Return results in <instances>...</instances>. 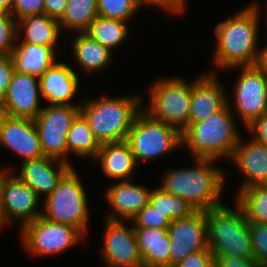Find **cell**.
I'll use <instances>...</instances> for the list:
<instances>
[{"label":"cell","mask_w":267,"mask_h":267,"mask_svg":"<svg viewBox=\"0 0 267 267\" xmlns=\"http://www.w3.org/2000/svg\"><path fill=\"white\" fill-rule=\"evenodd\" d=\"M257 1L236 12L214 28L217 47L214 52L216 70L255 65L258 58V38L261 10ZM259 7V8H258ZM218 68V69H217Z\"/></svg>","instance_id":"obj_1"},{"label":"cell","mask_w":267,"mask_h":267,"mask_svg":"<svg viewBox=\"0 0 267 267\" xmlns=\"http://www.w3.org/2000/svg\"><path fill=\"white\" fill-rule=\"evenodd\" d=\"M192 168L165 170L160 187L185 199L195 210L207 211L223 204L220 199L226 186V171L211 159H193ZM215 165V166H214Z\"/></svg>","instance_id":"obj_2"},{"label":"cell","mask_w":267,"mask_h":267,"mask_svg":"<svg viewBox=\"0 0 267 267\" xmlns=\"http://www.w3.org/2000/svg\"><path fill=\"white\" fill-rule=\"evenodd\" d=\"M110 97H85L80 104V113L88 121L99 144L125 141L136 115L143 107L142 97L137 94Z\"/></svg>","instance_id":"obj_3"},{"label":"cell","mask_w":267,"mask_h":267,"mask_svg":"<svg viewBox=\"0 0 267 267\" xmlns=\"http://www.w3.org/2000/svg\"><path fill=\"white\" fill-rule=\"evenodd\" d=\"M234 114L227 105L182 131V147L187 148L194 159H211L228 161L240 137Z\"/></svg>","instance_id":"obj_4"},{"label":"cell","mask_w":267,"mask_h":267,"mask_svg":"<svg viewBox=\"0 0 267 267\" xmlns=\"http://www.w3.org/2000/svg\"><path fill=\"white\" fill-rule=\"evenodd\" d=\"M221 204L206 211L207 244L213 256L231 255L255 261L249 222L242 207Z\"/></svg>","instance_id":"obj_5"},{"label":"cell","mask_w":267,"mask_h":267,"mask_svg":"<svg viewBox=\"0 0 267 267\" xmlns=\"http://www.w3.org/2000/svg\"><path fill=\"white\" fill-rule=\"evenodd\" d=\"M79 175L71 167L59 180L57 187L45 198L42 217L48 221L67 224L87 235L90 219L86 190Z\"/></svg>","instance_id":"obj_6"},{"label":"cell","mask_w":267,"mask_h":267,"mask_svg":"<svg viewBox=\"0 0 267 267\" xmlns=\"http://www.w3.org/2000/svg\"><path fill=\"white\" fill-rule=\"evenodd\" d=\"M125 141L139 165L182 148V132L172 125L153 119L142 109L136 115Z\"/></svg>","instance_id":"obj_7"},{"label":"cell","mask_w":267,"mask_h":267,"mask_svg":"<svg viewBox=\"0 0 267 267\" xmlns=\"http://www.w3.org/2000/svg\"><path fill=\"white\" fill-rule=\"evenodd\" d=\"M163 78V79H162ZM160 77L149 87L148 108L153 119L169 124L181 132L188 126L192 82L181 77Z\"/></svg>","instance_id":"obj_8"},{"label":"cell","mask_w":267,"mask_h":267,"mask_svg":"<svg viewBox=\"0 0 267 267\" xmlns=\"http://www.w3.org/2000/svg\"><path fill=\"white\" fill-rule=\"evenodd\" d=\"M22 246L34 257H49L75 248L85 236L75 227L40 216L20 229Z\"/></svg>","instance_id":"obj_9"},{"label":"cell","mask_w":267,"mask_h":267,"mask_svg":"<svg viewBox=\"0 0 267 267\" xmlns=\"http://www.w3.org/2000/svg\"><path fill=\"white\" fill-rule=\"evenodd\" d=\"M80 105H46L34 119L43 155L67 163V134Z\"/></svg>","instance_id":"obj_10"},{"label":"cell","mask_w":267,"mask_h":267,"mask_svg":"<svg viewBox=\"0 0 267 267\" xmlns=\"http://www.w3.org/2000/svg\"><path fill=\"white\" fill-rule=\"evenodd\" d=\"M236 68L241 72L234 86L233 105L228 98V106L233 114L236 112L246 128L267 112V78L255 65L232 67L226 71Z\"/></svg>","instance_id":"obj_11"},{"label":"cell","mask_w":267,"mask_h":267,"mask_svg":"<svg viewBox=\"0 0 267 267\" xmlns=\"http://www.w3.org/2000/svg\"><path fill=\"white\" fill-rule=\"evenodd\" d=\"M42 197L11 171H6L0 182V213L2 227L21 222L20 229L42 216L38 204ZM13 220V221H12Z\"/></svg>","instance_id":"obj_12"},{"label":"cell","mask_w":267,"mask_h":267,"mask_svg":"<svg viewBox=\"0 0 267 267\" xmlns=\"http://www.w3.org/2000/svg\"><path fill=\"white\" fill-rule=\"evenodd\" d=\"M102 258L108 267H144L134 227L128 221L105 219ZM127 224V225H126Z\"/></svg>","instance_id":"obj_13"},{"label":"cell","mask_w":267,"mask_h":267,"mask_svg":"<svg viewBox=\"0 0 267 267\" xmlns=\"http://www.w3.org/2000/svg\"><path fill=\"white\" fill-rule=\"evenodd\" d=\"M170 238V267L191 253L208 248L206 211L196 210L185 218L174 220L167 229Z\"/></svg>","instance_id":"obj_14"},{"label":"cell","mask_w":267,"mask_h":267,"mask_svg":"<svg viewBox=\"0 0 267 267\" xmlns=\"http://www.w3.org/2000/svg\"><path fill=\"white\" fill-rule=\"evenodd\" d=\"M39 78L27 73L14 71L0 113L13 118L34 120L41 112Z\"/></svg>","instance_id":"obj_15"},{"label":"cell","mask_w":267,"mask_h":267,"mask_svg":"<svg viewBox=\"0 0 267 267\" xmlns=\"http://www.w3.org/2000/svg\"><path fill=\"white\" fill-rule=\"evenodd\" d=\"M0 146L12 150L22 161L43 156L34 120L13 118L0 113Z\"/></svg>","instance_id":"obj_16"},{"label":"cell","mask_w":267,"mask_h":267,"mask_svg":"<svg viewBox=\"0 0 267 267\" xmlns=\"http://www.w3.org/2000/svg\"><path fill=\"white\" fill-rule=\"evenodd\" d=\"M204 71L192 81L188 124L205 120L228 105V95L219 82L216 70Z\"/></svg>","instance_id":"obj_17"},{"label":"cell","mask_w":267,"mask_h":267,"mask_svg":"<svg viewBox=\"0 0 267 267\" xmlns=\"http://www.w3.org/2000/svg\"><path fill=\"white\" fill-rule=\"evenodd\" d=\"M250 138L245 142L240 135L229 159L244 174L235 196L245 188L267 185V146Z\"/></svg>","instance_id":"obj_18"},{"label":"cell","mask_w":267,"mask_h":267,"mask_svg":"<svg viewBox=\"0 0 267 267\" xmlns=\"http://www.w3.org/2000/svg\"><path fill=\"white\" fill-rule=\"evenodd\" d=\"M66 62L57 61L39 78L40 95L48 105H80L71 102L79 91V77L76 70ZM75 70V71H74Z\"/></svg>","instance_id":"obj_19"},{"label":"cell","mask_w":267,"mask_h":267,"mask_svg":"<svg viewBox=\"0 0 267 267\" xmlns=\"http://www.w3.org/2000/svg\"><path fill=\"white\" fill-rule=\"evenodd\" d=\"M151 191L142 185L134 184L133 179L113 183L105 190V199L111 209L107 211L106 219L131 221L149 203Z\"/></svg>","instance_id":"obj_20"},{"label":"cell","mask_w":267,"mask_h":267,"mask_svg":"<svg viewBox=\"0 0 267 267\" xmlns=\"http://www.w3.org/2000/svg\"><path fill=\"white\" fill-rule=\"evenodd\" d=\"M17 177L45 198L57 187L70 164L46 156L21 161Z\"/></svg>","instance_id":"obj_21"},{"label":"cell","mask_w":267,"mask_h":267,"mask_svg":"<svg viewBox=\"0 0 267 267\" xmlns=\"http://www.w3.org/2000/svg\"><path fill=\"white\" fill-rule=\"evenodd\" d=\"M94 161L100 163L104 176L114 182L132 180L138 168L126 141L100 144Z\"/></svg>","instance_id":"obj_22"},{"label":"cell","mask_w":267,"mask_h":267,"mask_svg":"<svg viewBox=\"0 0 267 267\" xmlns=\"http://www.w3.org/2000/svg\"><path fill=\"white\" fill-rule=\"evenodd\" d=\"M56 48L58 47L16 42L11 53L14 71L40 78L49 67L59 61Z\"/></svg>","instance_id":"obj_23"},{"label":"cell","mask_w":267,"mask_h":267,"mask_svg":"<svg viewBox=\"0 0 267 267\" xmlns=\"http://www.w3.org/2000/svg\"><path fill=\"white\" fill-rule=\"evenodd\" d=\"M144 267H170V238L167 229L134 228Z\"/></svg>","instance_id":"obj_24"},{"label":"cell","mask_w":267,"mask_h":267,"mask_svg":"<svg viewBox=\"0 0 267 267\" xmlns=\"http://www.w3.org/2000/svg\"><path fill=\"white\" fill-rule=\"evenodd\" d=\"M71 38L73 39L71 51L74 54L75 63L84 71L83 73L91 74L109 67L113 52L108 48L92 39L85 32H76L75 37Z\"/></svg>","instance_id":"obj_25"},{"label":"cell","mask_w":267,"mask_h":267,"mask_svg":"<svg viewBox=\"0 0 267 267\" xmlns=\"http://www.w3.org/2000/svg\"><path fill=\"white\" fill-rule=\"evenodd\" d=\"M17 33V42L44 46H57L62 35L59 21L47 14L31 15L18 20Z\"/></svg>","instance_id":"obj_26"},{"label":"cell","mask_w":267,"mask_h":267,"mask_svg":"<svg viewBox=\"0 0 267 267\" xmlns=\"http://www.w3.org/2000/svg\"><path fill=\"white\" fill-rule=\"evenodd\" d=\"M99 149L100 144L95 139L88 121L79 113L73 120L67 134V164L73 167L69 161L70 157H68L71 154L77 158L88 157L94 160Z\"/></svg>","instance_id":"obj_27"},{"label":"cell","mask_w":267,"mask_h":267,"mask_svg":"<svg viewBox=\"0 0 267 267\" xmlns=\"http://www.w3.org/2000/svg\"><path fill=\"white\" fill-rule=\"evenodd\" d=\"M128 22L97 16L85 31L92 39L108 48L111 52L122 45L130 33Z\"/></svg>","instance_id":"obj_28"},{"label":"cell","mask_w":267,"mask_h":267,"mask_svg":"<svg viewBox=\"0 0 267 267\" xmlns=\"http://www.w3.org/2000/svg\"><path fill=\"white\" fill-rule=\"evenodd\" d=\"M97 16V0H67L64 16L59 21L60 29L85 32Z\"/></svg>","instance_id":"obj_29"},{"label":"cell","mask_w":267,"mask_h":267,"mask_svg":"<svg viewBox=\"0 0 267 267\" xmlns=\"http://www.w3.org/2000/svg\"><path fill=\"white\" fill-rule=\"evenodd\" d=\"M234 200L242 207L248 222L267 224V185L245 188Z\"/></svg>","instance_id":"obj_30"},{"label":"cell","mask_w":267,"mask_h":267,"mask_svg":"<svg viewBox=\"0 0 267 267\" xmlns=\"http://www.w3.org/2000/svg\"><path fill=\"white\" fill-rule=\"evenodd\" d=\"M149 203L170 222L188 217L196 211L185 199L166 192L160 186L152 189Z\"/></svg>","instance_id":"obj_31"},{"label":"cell","mask_w":267,"mask_h":267,"mask_svg":"<svg viewBox=\"0 0 267 267\" xmlns=\"http://www.w3.org/2000/svg\"><path fill=\"white\" fill-rule=\"evenodd\" d=\"M136 0H97L98 15L128 22L139 11Z\"/></svg>","instance_id":"obj_32"},{"label":"cell","mask_w":267,"mask_h":267,"mask_svg":"<svg viewBox=\"0 0 267 267\" xmlns=\"http://www.w3.org/2000/svg\"><path fill=\"white\" fill-rule=\"evenodd\" d=\"M17 37V20L11 13L0 12V56L11 55Z\"/></svg>","instance_id":"obj_33"},{"label":"cell","mask_w":267,"mask_h":267,"mask_svg":"<svg viewBox=\"0 0 267 267\" xmlns=\"http://www.w3.org/2000/svg\"><path fill=\"white\" fill-rule=\"evenodd\" d=\"M134 228L168 229L170 221L156 208L148 203L130 221Z\"/></svg>","instance_id":"obj_34"},{"label":"cell","mask_w":267,"mask_h":267,"mask_svg":"<svg viewBox=\"0 0 267 267\" xmlns=\"http://www.w3.org/2000/svg\"><path fill=\"white\" fill-rule=\"evenodd\" d=\"M249 232L255 262L260 267H267V224L249 222Z\"/></svg>","instance_id":"obj_35"},{"label":"cell","mask_w":267,"mask_h":267,"mask_svg":"<svg viewBox=\"0 0 267 267\" xmlns=\"http://www.w3.org/2000/svg\"><path fill=\"white\" fill-rule=\"evenodd\" d=\"M11 14L17 21L27 16L44 14V0H13Z\"/></svg>","instance_id":"obj_36"},{"label":"cell","mask_w":267,"mask_h":267,"mask_svg":"<svg viewBox=\"0 0 267 267\" xmlns=\"http://www.w3.org/2000/svg\"><path fill=\"white\" fill-rule=\"evenodd\" d=\"M172 267H215L214 256L209 248L191 253Z\"/></svg>","instance_id":"obj_37"},{"label":"cell","mask_w":267,"mask_h":267,"mask_svg":"<svg viewBox=\"0 0 267 267\" xmlns=\"http://www.w3.org/2000/svg\"><path fill=\"white\" fill-rule=\"evenodd\" d=\"M136 3L140 9L154 6L177 16L185 11L187 0H136Z\"/></svg>","instance_id":"obj_38"},{"label":"cell","mask_w":267,"mask_h":267,"mask_svg":"<svg viewBox=\"0 0 267 267\" xmlns=\"http://www.w3.org/2000/svg\"><path fill=\"white\" fill-rule=\"evenodd\" d=\"M14 73V63L11 55L0 56V105Z\"/></svg>","instance_id":"obj_39"},{"label":"cell","mask_w":267,"mask_h":267,"mask_svg":"<svg viewBox=\"0 0 267 267\" xmlns=\"http://www.w3.org/2000/svg\"><path fill=\"white\" fill-rule=\"evenodd\" d=\"M246 129L251 133L250 137L267 146V112L255 119Z\"/></svg>","instance_id":"obj_40"},{"label":"cell","mask_w":267,"mask_h":267,"mask_svg":"<svg viewBox=\"0 0 267 267\" xmlns=\"http://www.w3.org/2000/svg\"><path fill=\"white\" fill-rule=\"evenodd\" d=\"M215 267H260L255 261L231 255L214 256Z\"/></svg>","instance_id":"obj_41"},{"label":"cell","mask_w":267,"mask_h":267,"mask_svg":"<svg viewBox=\"0 0 267 267\" xmlns=\"http://www.w3.org/2000/svg\"><path fill=\"white\" fill-rule=\"evenodd\" d=\"M67 0H44V14L60 21L64 16Z\"/></svg>","instance_id":"obj_42"},{"label":"cell","mask_w":267,"mask_h":267,"mask_svg":"<svg viewBox=\"0 0 267 267\" xmlns=\"http://www.w3.org/2000/svg\"><path fill=\"white\" fill-rule=\"evenodd\" d=\"M255 66L264 74L267 78V44L263 48L259 49L258 58Z\"/></svg>","instance_id":"obj_43"},{"label":"cell","mask_w":267,"mask_h":267,"mask_svg":"<svg viewBox=\"0 0 267 267\" xmlns=\"http://www.w3.org/2000/svg\"><path fill=\"white\" fill-rule=\"evenodd\" d=\"M13 0H0V12L11 13Z\"/></svg>","instance_id":"obj_44"},{"label":"cell","mask_w":267,"mask_h":267,"mask_svg":"<svg viewBox=\"0 0 267 267\" xmlns=\"http://www.w3.org/2000/svg\"><path fill=\"white\" fill-rule=\"evenodd\" d=\"M11 170H12V169L7 168V166H6V168L4 167V168H1V169H0V182H1V177H2V175H3L6 171H11ZM0 229H3V228H2L1 213H0Z\"/></svg>","instance_id":"obj_45"},{"label":"cell","mask_w":267,"mask_h":267,"mask_svg":"<svg viewBox=\"0 0 267 267\" xmlns=\"http://www.w3.org/2000/svg\"><path fill=\"white\" fill-rule=\"evenodd\" d=\"M265 2H266V3H265V8H266L265 11H266V15H267V0H265ZM266 19H267V16H266ZM266 23H267V22H266ZM266 26H267V25H266ZM266 33H267V32H266Z\"/></svg>","instance_id":"obj_46"}]
</instances>
